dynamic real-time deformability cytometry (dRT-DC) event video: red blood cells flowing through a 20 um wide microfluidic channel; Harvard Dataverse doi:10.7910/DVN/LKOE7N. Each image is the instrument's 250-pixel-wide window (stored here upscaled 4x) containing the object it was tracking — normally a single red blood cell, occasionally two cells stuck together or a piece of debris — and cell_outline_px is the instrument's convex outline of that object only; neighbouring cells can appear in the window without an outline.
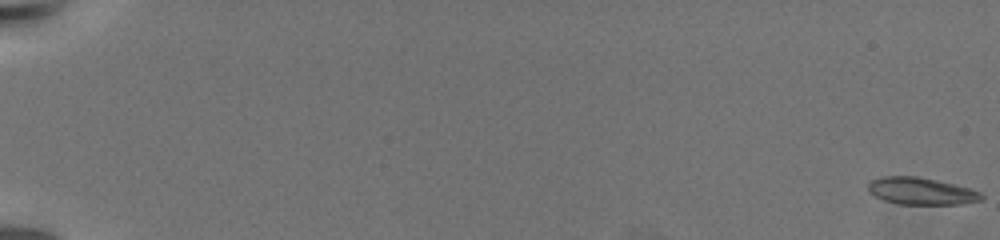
{"species": "common noctule bat (a hibernating species)", "species_latin": "Nyctalus noctula", "temperature_condition": "warm", "stored_images_in_passage": 25, "segment_of_instrument_passage": [1, 2], "camera_frame_rate_fps": 3000, "um_per_image_px": 0.085, "animal": {"sex": "female", "body_mass_g": 19.5, "forearm_length_mm": 54.1}, "frame": {"image": 1, "passage_image": 1, "time_ms": 0.0, "image_size_px": [1000, 240], "cell_outline_px": [[984, 196], [980, 200], [960, 204], [896, 204], [884, 200], [868, 192], [868, 180], [880, 176], [916, 176], [936, 180], [968, 188], [980, 192]], "centroid_in_image_um": [78.23, 16.24], "position_along_channel_um": 6.8, "area_um2": 17.86}}
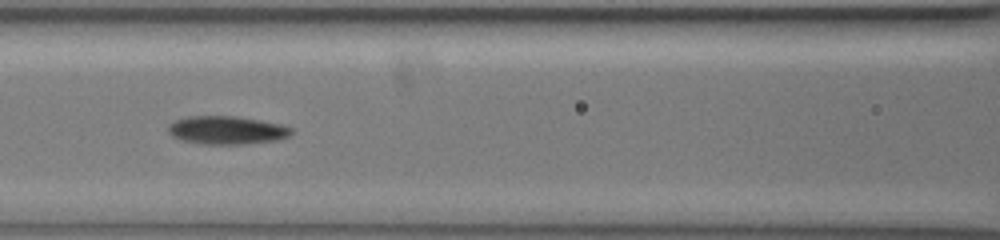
{"frame": {"image": 2, "passage_image": 13, "time_ms": 11.333, "image_size_px": [1000, 240], "cell_outline_px": [[292, 132], [288, 136], [276, 140], [244, 144], [200, 144], [180, 140], [172, 136], [168, 132], [168, 124], [176, 120], [188, 116], [236, 116], [280, 124], [292, 128]], "centroid_in_image_um": [19.23, 11.07], "position_along_channel_um": 147.4, "area_um2": 20.23}}
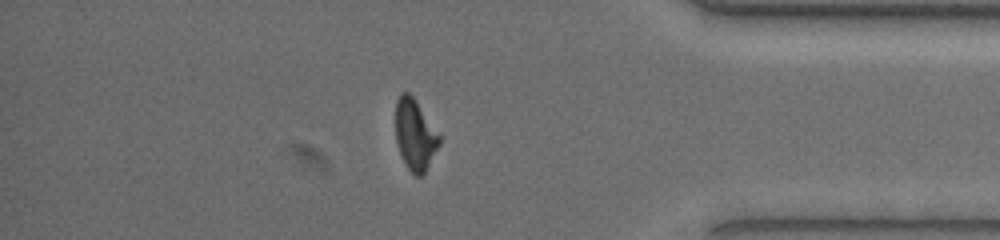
{"frame": {"image": 3, "passage_image": 22, "time_ms": 19.667, "image_size_px": [1000, 240], "cell_outline_px": [[440, 144], [424, 172], [420, 176], [416, 176], [404, 164], [396, 140], [396, 100], [404, 92], [408, 92], [416, 100], [440, 136]], "centroid_in_image_um": [35.27, 11.45], "position_along_channel_um": 399.9, "area_um2": 17.69}}